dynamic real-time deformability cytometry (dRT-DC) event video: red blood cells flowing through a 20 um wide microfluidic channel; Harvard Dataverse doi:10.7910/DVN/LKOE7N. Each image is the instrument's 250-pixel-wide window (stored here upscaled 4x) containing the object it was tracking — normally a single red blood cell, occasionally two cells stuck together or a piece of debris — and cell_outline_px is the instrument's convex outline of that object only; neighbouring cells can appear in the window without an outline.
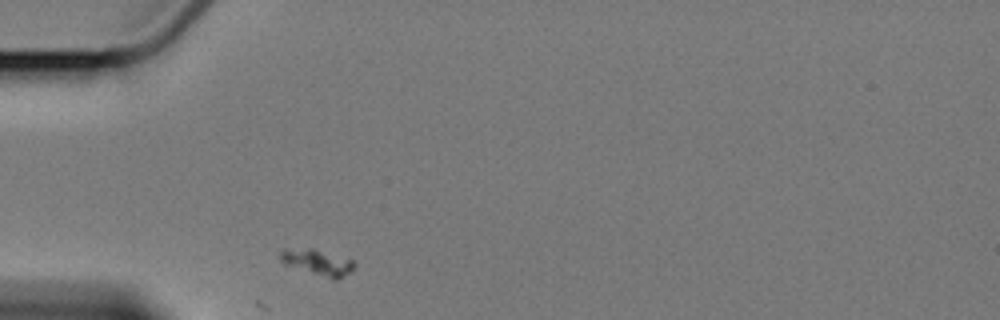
{"species": "Egyptian fruit bat (a non-hibernating species)", "species_latin": "Rousettus aegyptiacus", "temperature_condition": "cold", "stored_images_in_passage": 1, "camera_frame_rate_fps": 3000, "um_per_image_px": 0.085, "animal": {"sex": "female"}, "frame": {"image": 1, "passage_image": 1, "time_ms": 0.0, "image_size_px": [1000, 320], "cell_outline_px": [[356, 264], [344, 276], [336, 280], [332, 280], [284, 264], [280, 260], [280, 248], [312, 248], [352, 260]], "centroid_in_image_um": [26.93, 22.29], "position_along_channel_um": 58.1, "area_um2": 11.16}}